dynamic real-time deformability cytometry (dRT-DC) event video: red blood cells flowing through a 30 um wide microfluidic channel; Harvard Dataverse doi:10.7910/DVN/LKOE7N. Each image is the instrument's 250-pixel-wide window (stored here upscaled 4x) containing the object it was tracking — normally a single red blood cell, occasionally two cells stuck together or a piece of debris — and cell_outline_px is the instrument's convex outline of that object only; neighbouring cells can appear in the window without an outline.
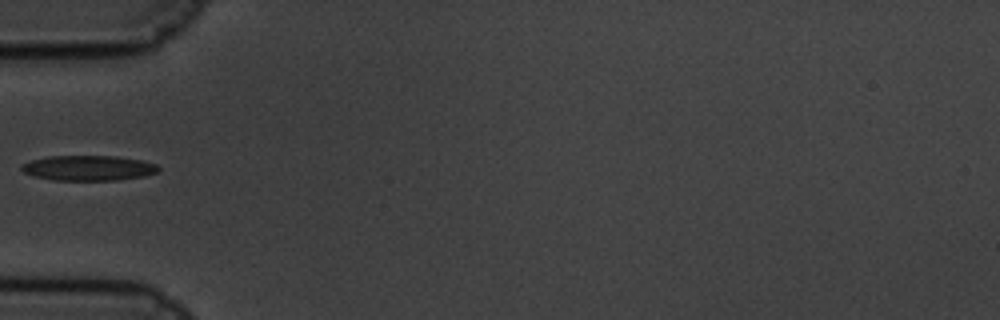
{"species": "common noctule bat (a hibernating species)", "species_latin": "Nyctalus noctula", "temperature_condition": "cold", "stored_images_in_passage": 11, "camera_frame_rate_fps": 3000, "um_per_image_px": 0.085, "animal": {"sex": "male", "body_mass_g": 19.5, "forearm_length_mm": 54.6}, "frame": {"image": 1, "passage_image": 1, "time_ms": 0.0, "image_size_px": [1000, 320], "cell_outline_px": [[160, 168], [156, 172], [144, 176], [116, 180], [52, 180], [32, 176], [24, 172], [20, 168], [20, 164], [32, 160], [48, 156], [116, 156], [140, 160], [156, 164]], "centroid_in_image_um": [7.47, 14.28], "position_along_channel_um": 77.5, "area_um2": 20.06}}